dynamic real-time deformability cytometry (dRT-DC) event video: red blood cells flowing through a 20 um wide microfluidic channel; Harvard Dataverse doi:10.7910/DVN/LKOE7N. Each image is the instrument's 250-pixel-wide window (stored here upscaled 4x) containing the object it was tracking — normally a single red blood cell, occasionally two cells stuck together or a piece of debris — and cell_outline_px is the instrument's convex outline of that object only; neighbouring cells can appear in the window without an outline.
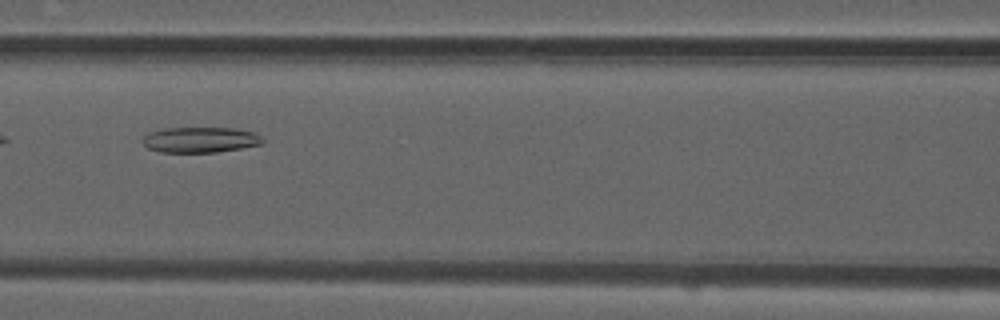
{"species": "common noctule bat (a hibernating species)", "species_latin": "Nyctalus noctula", "temperature_condition": "room temperature", "stored_images_in_passage": 8, "camera_frame_rate_fps": 3000, "um_per_image_px": 0.085, "animal": {"sex": "male", "forearm_length_mm": 52.5}, "frame": {"image": 1, "passage_image": 5, "time_ms": 1.333, "image_size_px": [1000, 320], "cell_outline_px": [[264, 144], [216, 152], [160, 152], [148, 148], [140, 140], [148, 132], [164, 128], [232, 128], [252, 132], [260, 136], [264, 140]], "centroid_in_image_um": [16.99, 11.88], "position_along_channel_um": 149.6, "area_um2": 17.86}}
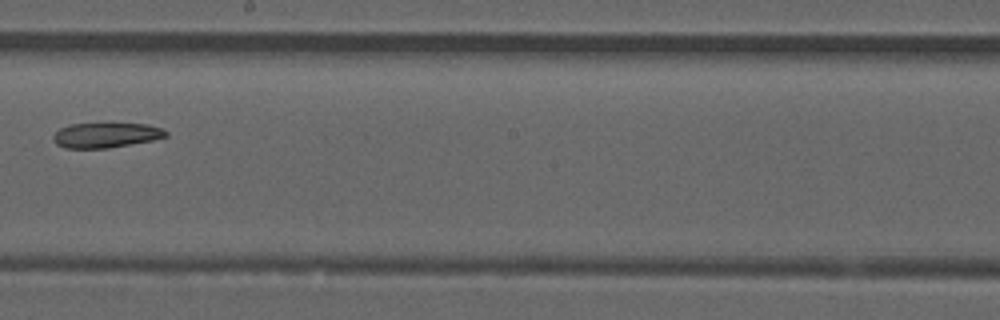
{"frame": {"image": 2, "passage_image": 7, "time_ms": 2.0, "image_size_px": [1000, 320], "cell_outline_px": [[168, 136], [152, 140], [108, 148], [64, 148], [56, 144], [52, 140], [52, 136], [60, 128], [68, 124], [112, 120], [148, 124], [160, 128], [168, 132]], "centroid_in_image_um": [8.99, 11.42], "position_along_channel_um": 239.2, "area_um2": 17.46}}
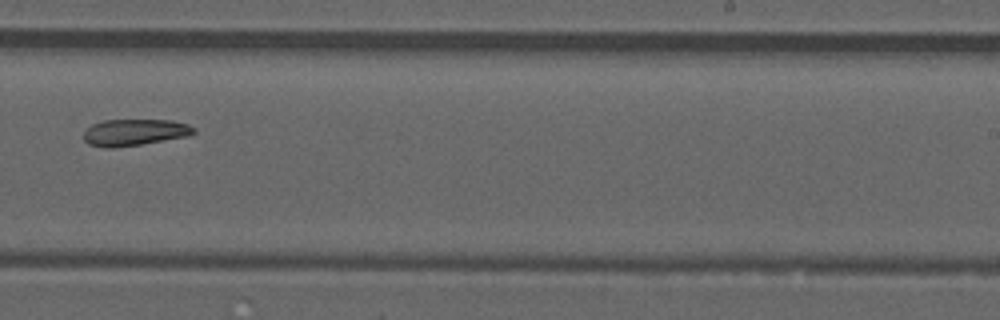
{"frame": {"image": 3, "passage_image": 8, "time_ms": 2.333, "image_size_px": [1000, 320], "cell_outline_px": [[196, 132], [188, 136], [140, 144], [112, 148], [104, 148], [88, 144], [84, 140], [84, 132], [92, 124], [104, 120], [172, 120], [188, 124], [196, 128]], "centroid_in_image_um": [11.44, 11.25], "position_along_channel_um": 277.6, "area_um2": 17.05}}